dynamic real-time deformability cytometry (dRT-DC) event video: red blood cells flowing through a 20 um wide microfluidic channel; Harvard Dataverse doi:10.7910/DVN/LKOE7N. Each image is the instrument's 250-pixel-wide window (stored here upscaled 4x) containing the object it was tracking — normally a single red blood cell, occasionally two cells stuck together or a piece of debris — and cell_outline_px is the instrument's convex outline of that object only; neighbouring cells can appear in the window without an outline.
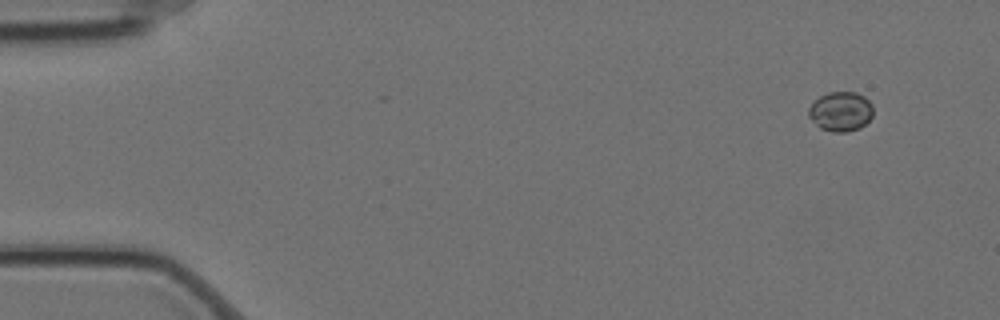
{"species": "Egyptian fruit bat (a non-hibernating species)", "species_latin": "Rousettus aegyptiacus", "temperature_condition": "cold", "stored_images_in_passage": 9, "camera_frame_rate_fps": 3000, "um_per_image_px": 0.085, "animal": {"sex": "female"}, "frame": {"image": 1, "passage_image": 1, "time_ms": 0.0, "image_size_px": [1000, 320], "cell_outline_px": [[872, 116], [860, 128], [848, 132], [832, 132], [820, 128], [808, 116], [808, 108], [820, 96], [828, 92], [856, 92], [864, 96], [872, 104]], "centroid_in_image_um": [71.46, 9.48], "position_along_channel_um": 13.5, "area_um2": 14.85}}
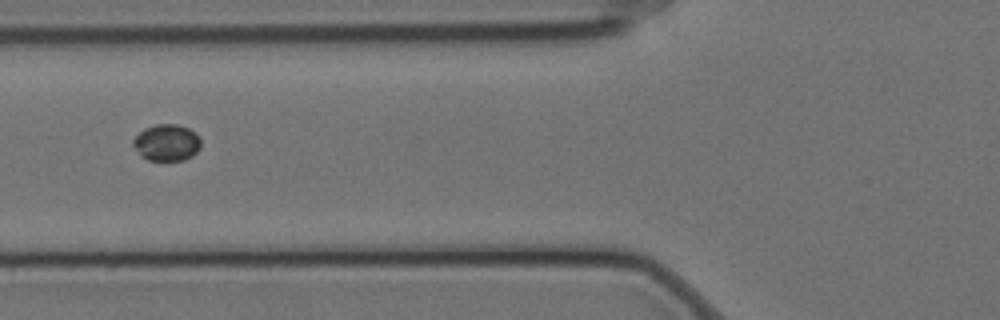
{"frame": {"image": 2, "passage_image": 6, "time_ms": 1.667, "image_size_px": [1000, 320], "cell_outline_px": [[200, 148], [192, 156], [184, 160], [148, 160], [140, 156], [132, 144], [132, 140], [144, 128], [156, 124], [176, 124], [188, 128], [196, 132], [200, 136]], "centroid_in_image_um": [14.17, 12.12], "position_along_channel_um": 111.6, "area_um2": 14.57}}
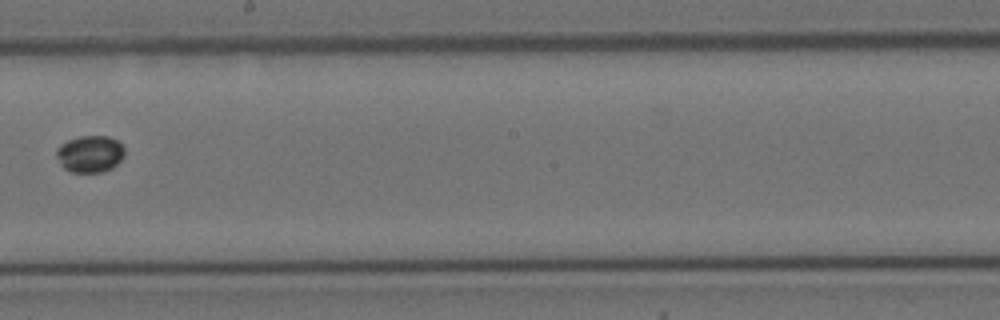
{"frame": {"image": 3, "passage_image": 9, "time_ms": 2.667, "image_size_px": [1000, 320], "cell_outline_px": [[124, 156], [112, 168], [104, 172], [72, 172], [64, 168], [60, 164], [56, 156], [56, 148], [60, 144], [68, 140], [80, 136], [108, 136], [116, 140], [124, 148]], "centroid_in_image_um": [7.63, 13.08], "position_along_channel_um": 240.6, "area_um2": 14.68}}